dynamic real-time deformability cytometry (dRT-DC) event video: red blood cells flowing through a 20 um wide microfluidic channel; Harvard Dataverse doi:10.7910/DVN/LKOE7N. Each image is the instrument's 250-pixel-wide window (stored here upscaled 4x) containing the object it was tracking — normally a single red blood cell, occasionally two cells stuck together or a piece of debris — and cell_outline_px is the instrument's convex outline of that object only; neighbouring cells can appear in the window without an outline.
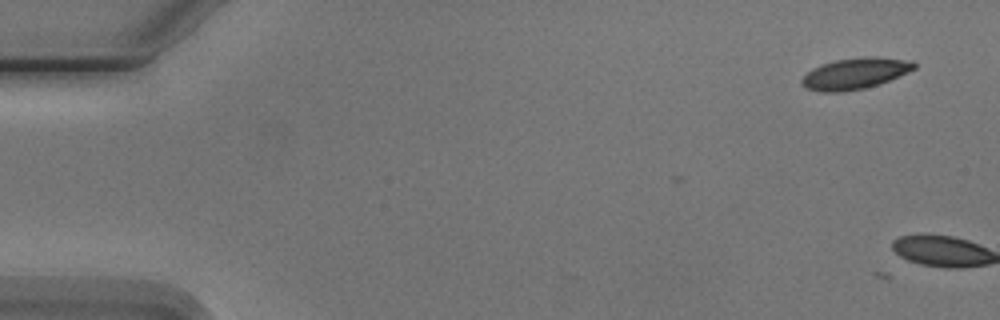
{"species": "Egyptian fruit bat (a non-hibernating species)", "species_latin": "Rousettus aegyptiacus", "temperature_condition": "cold", "stored_images_in_passage": 7, "camera_frame_rate_fps": 3000, "um_per_image_px": 0.085, "animal": {"sex": "male"}, "frame": {"image": 1, "passage_image": 1, "time_ms": 0.0, "image_size_px": [1000, 320], "cell_outline_px": [[916, 68], [908, 72], [880, 84], [864, 88], [840, 92], [820, 92], [804, 88], [800, 84], [800, 80], [812, 68], [836, 60], [864, 56], [876, 56], [912, 60], [916, 64]], "centroid_in_image_um": [72.68, 6.25], "position_along_channel_um": 12.3, "area_um2": 20.58}}